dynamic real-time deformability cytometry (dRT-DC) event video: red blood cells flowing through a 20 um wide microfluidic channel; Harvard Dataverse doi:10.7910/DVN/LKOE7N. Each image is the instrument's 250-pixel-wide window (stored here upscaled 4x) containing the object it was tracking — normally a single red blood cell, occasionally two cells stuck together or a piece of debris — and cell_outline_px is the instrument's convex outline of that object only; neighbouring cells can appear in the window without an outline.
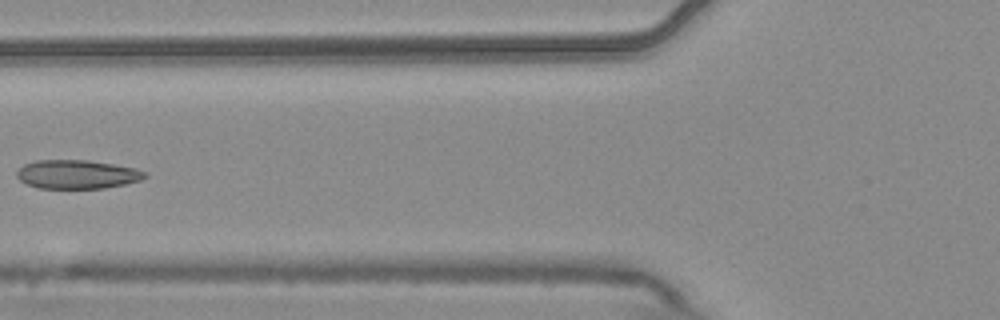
{"species": "common noctule bat (a hibernating species)", "species_latin": "Nyctalus noctula", "temperature_condition": "warm", "stored_images_in_passage": 6, "camera_frame_rate_fps": 3000, "um_per_image_px": 0.085, "animal": {"sex": "male", "body_mass_g": 20.4}, "frame": {"image": 1, "passage_image": 5, "time_ms": 1.333, "image_size_px": [1000, 320], "cell_outline_px": [[148, 176], [140, 180], [124, 184], [104, 188], [40, 188], [28, 184], [20, 180], [16, 176], [16, 172], [24, 164], [36, 160], [88, 160], [136, 168], [148, 172]], "centroid_in_image_um": [6.57, 14.81], "position_along_channel_um": 119.2, "area_um2": 21.44}}
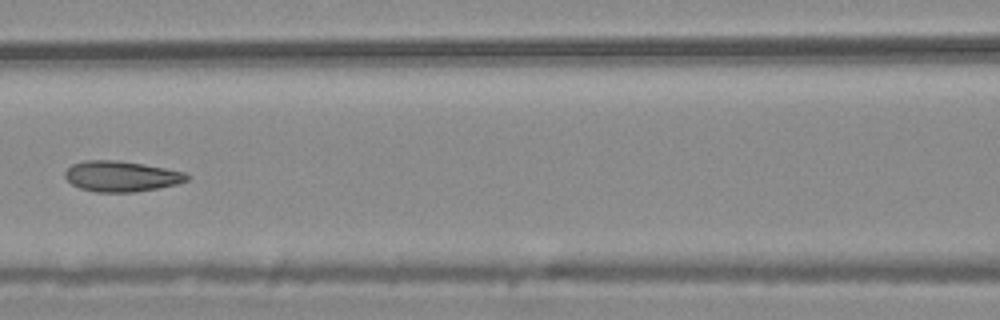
{"frame": {"image": 2, "passage_image": 6, "time_ms": 1.667, "image_size_px": [1000, 320], "cell_outline_px": [[192, 176], [188, 180], [176, 184], [160, 188], [136, 192], [96, 192], [80, 188], [72, 184], [64, 176], [64, 172], [72, 164], [84, 160], [116, 160], [144, 164], [184, 172]], "centroid_in_image_um": [10.32, 14.98], "position_along_channel_um": 156.3, "area_um2": 21.85}}